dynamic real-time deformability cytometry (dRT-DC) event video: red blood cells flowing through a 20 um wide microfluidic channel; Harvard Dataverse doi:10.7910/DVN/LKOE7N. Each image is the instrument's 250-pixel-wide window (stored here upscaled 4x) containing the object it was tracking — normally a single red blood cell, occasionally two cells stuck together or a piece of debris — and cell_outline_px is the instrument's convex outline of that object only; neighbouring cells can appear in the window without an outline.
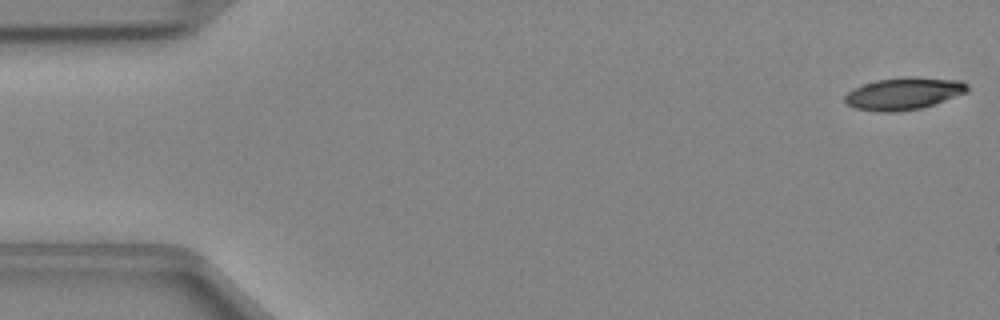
{"species": "Egyptian fruit bat (a non-hibernating species)", "species_latin": "Rousettus aegyptiacus", "temperature_condition": "cold", "stored_images_in_passage": 47, "camera_frame_rate_fps": 3000, "um_per_image_px": 0.085, "animal": {"sex": "female"}, "frame": {"image": 1, "passage_image": 1, "time_ms": 0.0, "image_size_px": [1000, 320], "cell_outline_px": [[968, 92], [920, 108], [896, 112], [880, 112], [856, 108], [848, 104], [844, 100], [844, 96], [852, 88], [876, 80], [904, 76], [912, 76], [960, 80], [968, 84]], "centroid_in_image_um": [76.81, 7.93], "position_along_channel_um": 8.2, "area_um2": 23.0}}
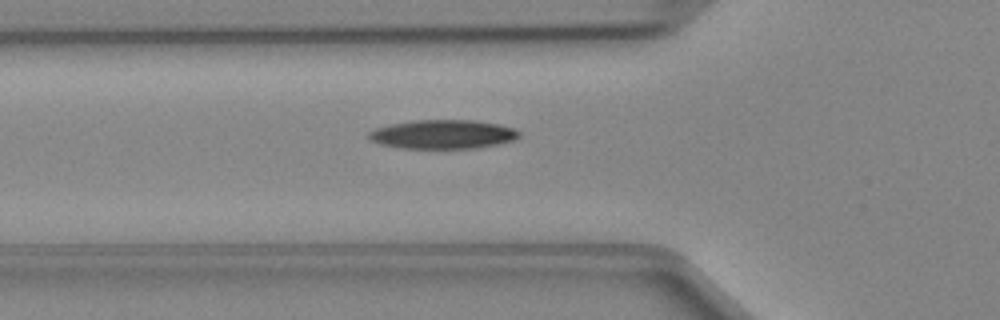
{"frame": {"image": 2, "passage_image": 16, "time_ms": 5.0, "image_size_px": [1000, 320], "cell_outline_px": [[520, 136], [516, 140], [476, 148], [400, 148], [380, 144], [372, 140], [368, 136], [368, 132], [376, 128], [388, 124], [412, 120], [476, 120], [500, 124], [516, 128], [520, 132]], "centroid_in_image_um": [37.68, 11.4], "position_along_channel_um": 88.1, "area_um2": 25.61}}
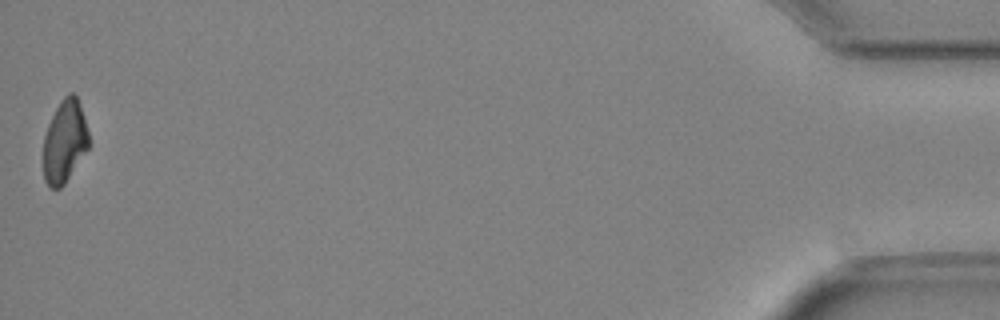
{"frame": {"image": 3, "passage_image": 47, "time_ms": 15.333, "image_size_px": [1000, 320], "cell_outline_px": [[88, 148], [64, 184], [60, 188], [48, 188], [44, 180], [44, 136], [48, 124], [60, 100], [68, 92], [72, 92], [76, 96], [84, 116], [88, 132]], "centroid_in_image_um": [5.48, 12.02], "position_along_channel_um": 429.7, "area_um2": 21.68}}